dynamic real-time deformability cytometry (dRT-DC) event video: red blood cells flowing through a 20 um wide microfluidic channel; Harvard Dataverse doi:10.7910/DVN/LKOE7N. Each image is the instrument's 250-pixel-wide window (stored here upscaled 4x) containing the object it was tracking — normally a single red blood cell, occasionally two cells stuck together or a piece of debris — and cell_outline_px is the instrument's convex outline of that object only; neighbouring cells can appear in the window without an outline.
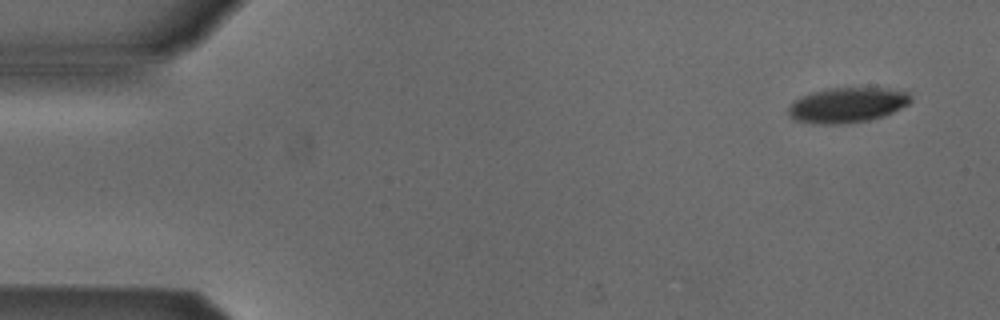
{"species": "Egyptian fruit bat (a non-hibernating species)", "species_latin": "Rousettus aegyptiacus", "temperature_condition": "cold", "stored_images_in_passage": 6, "camera_frame_rate_fps": 3000, "um_per_image_px": 0.085, "animal": {"sex": "male"}, "frame": {"image": 1, "passage_image": 1, "time_ms": 0.0, "image_size_px": [1000, 320], "cell_outline_px": [[912, 100], [908, 104], [884, 116], [868, 120], [836, 124], [812, 124], [796, 120], [788, 116], [788, 108], [796, 100], [812, 92], [832, 88], [876, 88], [908, 92]], "centroid_in_image_um": [72.0, 8.94], "position_along_channel_um": 13.0, "area_um2": 24.62}}
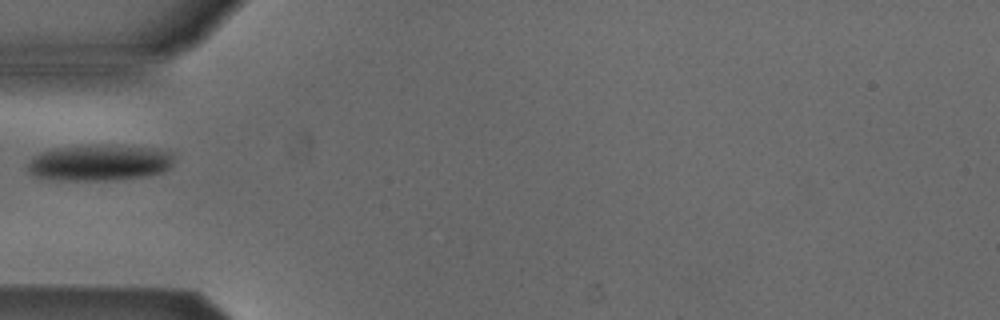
{"frame": {"image": 2, "passage_image": 5, "time_ms": 1.333, "image_size_px": [1000, 320], "cell_outline_px": [[172, 164], [164, 172], [144, 176], [108, 180], [68, 180], [36, 176], [28, 172], [28, 164], [32, 156], [40, 152], [52, 148], [92, 144], [100, 144], [148, 148], [172, 152]], "centroid_in_image_um": [8.41, 13.81], "position_along_channel_um": 76.6, "area_um2": 30.69}}
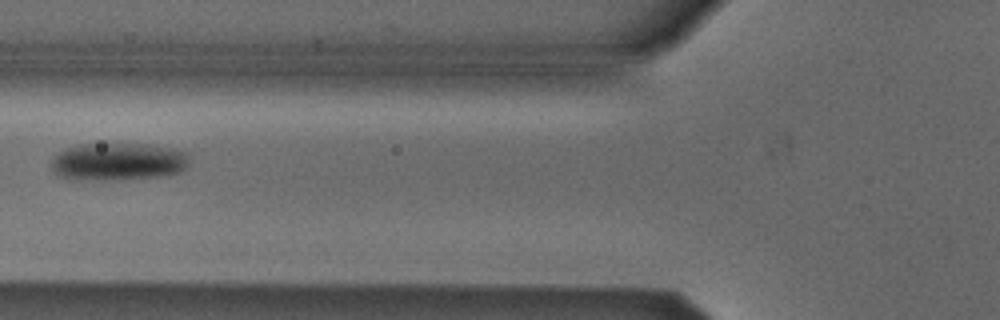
{"frame": {"image": 3, "passage_image": 6, "time_ms": 1.667, "image_size_px": [1000, 320], "cell_outline_px": [[188, 164], [180, 172], [164, 176], [116, 180], [76, 180], [60, 176], [52, 168], [52, 160], [64, 148], [80, 144], [148, 144], [172, 148], [188, 152]], "centroid_in_image_um": [10.06, 13.74], "position_along_channel_um": 115.7, "area_um2": 30.46}}